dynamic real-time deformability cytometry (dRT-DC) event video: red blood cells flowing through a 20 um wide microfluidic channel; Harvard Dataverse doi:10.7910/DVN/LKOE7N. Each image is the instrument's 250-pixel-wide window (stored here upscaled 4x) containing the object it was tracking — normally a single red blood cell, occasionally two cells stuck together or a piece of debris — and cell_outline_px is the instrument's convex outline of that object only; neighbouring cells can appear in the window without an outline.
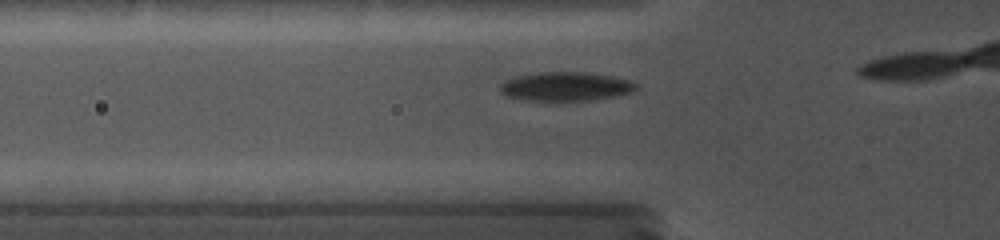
{"species": "common noctule bat (a hibernating species)", "species_latin": "Nyctalus noctula", "temperature_condition": "cold", "stored_images_in_passage": 6, "camera_frame_rate_fps": 5000, "um_per_image_px": 0.085, "animal": {"sex": "female", "body_mass_g": 19.0, "forearm_length_mm": 56.7}, "frame": {"image": 1, "passage_image": 3, "time_ms": 1.2, "image_size_px": [1000, 240], "cell_outline_px": [[640, 88], [632, 92], [616, 96], [588, 100], [520, 100], [508, 96], [500, 92], [500, 84], [504, 80], [516, 76], [540, 72], [584, 72], [612, 76], [628, 80], [640, 84]], "centroid_in_image_um": [48.1, 7.34], "position_along_channel_um": 77.7, "area_um2": 23.0}}